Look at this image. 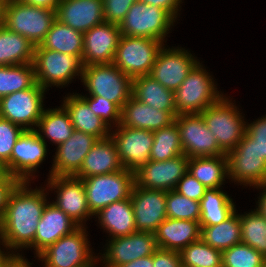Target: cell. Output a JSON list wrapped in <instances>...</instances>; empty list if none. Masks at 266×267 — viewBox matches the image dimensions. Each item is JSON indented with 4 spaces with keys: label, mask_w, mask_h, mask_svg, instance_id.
I'll use <instances>...</instances> for the list:
<instances>
[{
    "label": "cell",
    "mask_w": 266,
    "mask_h": 267,
    "mask_svg": "<svg viewBox=\"0 0 266 267\" xmlns=\"http://www.w3.org/2000/svg\"><path fill=\"white\" fill-rule=\"evenodd\" d=\"M29 183L31 182L21 181L12 191L0 221V233L9 251L13 253L16 250L15 255H20L17 249H34L37 225L49 202L45 187L32 189L29 188Z\"/></svg>",
    "instance_id": "1"
},
{
    "label": "cell",
    "mask_w": 266,
    "mask_h": 267,
    "mask_svg": "<svg viewBox=\"0 0 266 267\" xmlns=\"http://www.w3.org/2000/svg\"><path fill=\"white\" fill-rule=\"evenodd\" d=\"M211 76L200 61L192 68L174 92L177 115L201 113L224 96Z\"/></svg>",
    "instance_id": "2"
},
{
    "label": "cell",
    "mask_w": 266,
    "mask_h": 267,
    "mask_svg": "<svg viewBox=\"0 0 266 267\" xmlns=\"http://www.w3.org/2000/svg\"><path fill=\"white\" fill-rule=\"evenodd\" d=\"M238 110L232 100L224 95L216 104L200 113L225 154L237 146L246 131L245 118Z\"/></svg>",
    "instance_id": "3"
},
{
    "label": "cell",
    "mask_w": 266,
    "mask_h": 267,
    "mask_svg": "<svg viewBox=\"0 0 266 267\" xmlns=\"http://www.w3.org/2000/svg\"><path fill=\"white\" fill-rule=\"evenodd\" d=\"M35 80L43 89L63 87L80 76L82 79L83 64L79 57L35 46L32 62ZM75 76V77H74Z\"/></svg>",
    "instance_id": "4"
},
{
    "label": "cell",
    "mask_w": 266,
    "mask_h": 267,
    "mask_svg": "<svg viewBox=\"0 0 266 267\" xmlns=\"http://www.w3.org/2000/svg\"><path fill=\"white\" fill-rule=\"evenodd\" d=\"M86 228L79 227L49 245L37 256L38 260L44 261L45 267H96L98 256L90 248Z\"/></svg>",
    "instance_id": "5"
},
{
    "label": "cell",
    "mask_w": 266,
    "mask_h": 267,
    "mask_svg": "<svg viewBox=\"0 0 266 267\" xmlns=\"http://www.w3.org/2000/svg\"><path fill=\"white\" fill-rule=\"evenodd\" d=\"M81 82L89 96H101L121 109L132 95V79L113 63L83 66Z\"/></svg>",
    "instance_id": "6"
},
{
    "label": "cell",
    "mask_w": 266,
    "mask_h": 267,
    "mask_svg": "<svg viewBox=\"0 0 266 267\" xmlns=\"http://www.w3.org/2000/svg\"><path fill=\"white\" fill-rule=\"evenodd\" d=\"M56 20V12L35 7L16 0L7 1L4 12V26L27 38L33 45H40Z\"/></svg>",
    "instance_id": "7"
},
{
    "label": "cell",
    "mask_w": 266,
    "mask_h": 267,
    "mask_svg": "<svg viewBox=\"0 0 266 267\" xmlns=\"http://www.w3.org/2000/svg\"><path fill=\"white\" fill-rule=\"evenodd\" d=\"M176 19L165 9L136 1L118 25L121 35L165 41Z\"/></svg>",
    "instance_id": "8"
},
{
    "label": "cell",
    "mask_w": 266,
    "mask_h": 267,
    "mask_svg": "<svg viewBox=\"0 0 266 267\" xmlns=\"http://www.w3.org/2000/svg\"><path fill=\"white\" fill-rule=\"evenodd\" d=\"M163 46L157 39L121 35L112 63L131 79L149 75Z\"/></svg>",
    "instance_id": "9"
},
{
    "label": "cell",
    "mask_w": 266,
    "mask_h": 267,
    "mask_svg": "<svg viewBox=\"0 0 266 267\" xmlns=\"http://www.w3.org/2000/svg\"><path fill=\"white\" fill-rule=\"evenodd\" d=\"M87 203L94 216L107 205L128 199L135 184V173L126 169L82 179Z\"/></svg>",
    "instance_id": "10"
},
{
    "label": "cell",
    "mask_w": 266,
    "mask_h": 267,
    "mask_svg": "<svg viewBox=\"0 0 266 267\" xmlns=\"http://www.w3.org/2000/svg\"><path fill=\"white\" fill-rule=\"evenodd\" d=\"M46 91L35 83L31 88L2 97L0 117L21 126L24 130H35L45 109L43 100Z\"/></svg>",
    "instance_id": "11"
},
{
    "label": "cell",
    "mask_w": 266,
    "mask_h": 267,
    "mask_svg": "<svg viewBox=\"0 0 266 267\" xmlns=\"http://www.w3.org/2000/svg\"><path fill=\"white\" fill-rule=\"evenodd\" d=\"M227 157L228 180L250 187L266 184V161L258 154L253 138L246 131Z\"/></svg>",
    "instance_id": "12"
},
{
    "label": "cell",
    "mask_w": 266,
    "mask_h": 267,
    "mask_svg": "<svg viewBox=\"0 0 266 267\" xmlns=\"http://www.w3.org/2000/svg\"><path fill=\"white\" fill-rule=\"evenodd\" d=\"M174 121L180 132L183 154L187 157L227 155L219 148L200 113L178 114Z\"/></svg>",
    "instance_id": "13"
},
{
    "label": "cell",
    "mask_w": 266,
    "mask_h": 267,
    "mask_svg": "<svg viewBox=\"0 0 266 267\" xmlns=\"http://www.w3.org/2000/svg\"><path fill=\"white\" fill-rule=\"evenodd\" d=\"M46 186L48 191L55 190L57 195L53 204L66 213L79 227L93 215L90 212L86 191L81 178L75 176H48ZM87 217V218H86Z\"/></svg>",
    "instance_id": "14"
},
{
    "label": "cell",
    "mask_w": 266,
    "mask_h": 267,
    "mask_svg": "<svg viewBox=\"0 0 266 267\" xmlns=\"http://www.w3.org/2000/svg\"><path fill=\"white\" fill-rule=\"evenodd\" d=\"M45 143L35 130H24L17 139L10 160L5 164L8 173L20 181L30 182L47 156ZM34 173V174H33Z\"/></svg>",
    "instance_id": "15"
},
{
    "label": "cell",
    "mask_w": 266,
    "mask_h": 267,
    "mask_svg": "<svg viewBox=\"0 0 266 267\" xmlns=\"http://www.w3.org/2000/svg\"><path fill=\"white\" fill-rule=\"evenodd\" d=\"M110 135L116 143L124 169L135 173L150 161L153 131L118 125Z\"/></svg>",
    "instance_id": "16"
},
{
    "label": "cell",
    "mask_w": 266,
    "mask_h": 267,
    "mask_svg": "<svg viewBox=\"0 0 266 267\" xmlns=\"http://www.w3.org/2000/svg\"><path fill=\"white\" fill-rule=\"evenodd\" d=\"M111 239V240H110ZM98 261L103 267H119L136 259L153 255L158 249L154 233L136 231L128 236L110 238Z\"/></svg>",
    "instance_id": "17"
},
{
    "label": "cell",
    "mask_w": 266,
    "mask_h": 267,
    "mask_svg": "<svg viewBox=\"0 0 266 267\" xmlns=\"http://www.w3.org/2000/svg\"><path fill=\"white\" fill-rule=\"evenodd\" d=\"M198 62L199 59L182 47L163 46L149 75L165 88L175 92Z\"/></svg>",
    "instance_id": "18"
},
{
    "label": "cell",
    "mask_w": 266,
    "mask_h": 267,
    "mask_svg": "<svg viewBox=\"0 0 266 267\" xmlns=\"http://www.w3.org/2000/svg\"><path fill=\"white\" fill-rule=\"evenodd\" d=\"M189 157L181 154L165 161L150 160L135 172V184L146 189L175 190L188 171Z\"/></svg>",
    "instance_id": "19"
},
{
    "label": "cell",
    "mask_w": 266,
    "mask_h": 267,
    "mask_svg": "<svg viewBox=\"0 0 266 267\" xmlns=\"http://www.w3.org/2000/svg\"><path fill=\"white\" fill-rule=\"evenodd\" d=\"M131 203L136 231L154 233L166 218V191L146 189L134 184Z\"/></svg>",
    "instance_id": "20"
},
{
    "label": "cell",
    "mask_w": 266,
    "mask_h": 267,
    "mask_svg": "<svg viewBox=\"0 0 266 267\" xmlns=\"http://www.w3.org/2000/svg\"><path fill=\"white\" fill-rule=\"evenodd\" d=\"M121 37L118 24L103 22L83 34L82 64H110Z\"/></svg>",
    "instance_id": "21"
},
{
    "label": "cell",
    "mask_w": 266,
    "mask_h": 267,
    "mask_svg": "<svg viewBox=\"0 0 266 267\" xmlns=\"http://www.w3.org/2000/svg\"><path fill=\"white\" fill-rule=\"evenodd\" d=\"M97 140L93 135L74 130L67 141L57 145L48 176H74Z\"/></svg>",
    "instance_id": "22"
},
{
    "label": "cell",
    "mask_w": 266,
    "mask_h": 267,
    "mask_svg": "<svg viewBox=\"0 0 266 267\" xmlns=\"http://www.w3.org/2000/svg\"><path fill=\"white\" fill-rule=\"evenodd\" d=\"M55 12L60 23L83 34L105 21L102 0H61Z\"/></svg>",
    "instance_id": "23"
},
{
    "label": "cell",
    "mask_w": 266,
    "mask_h": 267,
    "mask_svg": "<svg viewBox=\"0 0 266 267\" xmlns=\"http://www.w3.org/2000/svg\"><path fill=\"white\" fill-rule=\"evenodd\" d=\"M79 226L66 213L48 202L43 210L34 238L36 257L61 237L71 234Z\"/></svg>",
    "instance_id": "24"
},
{
    "label": "cell",
    "mask_w": 266,
    "mask_h": 267,
    "mask_svg": "<svg viewBox=\"0 0 266 267\" xmlns=\"http://www.w3.org/2000/svg\"><path fill=\"white\" fill-rule=\"evenodd\" d=\"M123 169L116 143L110 135L95 142L85 156L80 170L74 176L83 179L96 175L110 174Z\"/></svg>",
    "instance_id": "25"
},
{
    "label": "cell",
    "mask_w": 266,
    "mask_h": 267,
    "mask_svg": "<svg viewBox=\"0 0 266 267\" xmlns=\"http://www.w3.org/2000/svg\"><path fill=\"white\" fill-rule=\"evenodd\" d=\"M174 120L175 117L170 112L155 109L131 95L121 110L119 125L155 131L169 126Z\"/></svg>",
    "instance_id": "26"
},
{
    "label": "cell",
    "mask_w": 266,
    "mask_h": 267,
    "mask_svg": "<svg viewBox=\"0 0 266 267\" xmlns=\"http://www.w3.org/2000/svg\"><path fill=\"white\" fill-rule=\"evenodd\" d=\"M158 248L180 252L200 239L199 221L167 217L154 232Z\"/></svg>",
    "instance_id": "27"
},
{
    "label": "cell",
    "mask_w": 266,
    "mask_h": 267,
    "mask_svg": "<svg viewBox=\"0 0 266 267\" xmlns=\"http://www.w3.org/2000/svg\"><path fill=\"white\" fill-rule=\"evenodd\" d=\"M62 104L69 114L74 130L93 135L97 139L110 136L111 129L95 115L78 93L65 96Z\"/></svg>",
    "instance_id": "28"
},
{
    "label": "cell",
    "mask_w": 266,
    "mask_h": 267,
    "mask_svg": "<svg viewBox=\"0 0 266 267\" xmlns=\"http://www.w3.org/2000/svg\"><path fill=\"white\" fill-rule=\"evenodd\" d=\"M98 223L110 238L128 236L136 232L131 199L113 202L95 214Z\"/></svg>",
    "instance_id": "29"
},
{
    "label": "cell",
    "mask_w": 266,
    "mask_h": 267,
    "mask_svg": "<svg viewBox=\"0 0 266 267\" xmlns=\"http://www.w3.org/2000/svg\"><path fill=\"white\" fill-rule=\"evenodd\" d=\"M132 95L146 105L177 116L174 91L165 88L150 75L132 79Z\"/></svg>",
    "instance_id": "30"
},
{
    "label": "cell",
    "mask_w": 266,
    "mask_h": 267,
    "mask_svg": "<svg viewBox=\"0 0 266 267\" xmlns=\"http://www.w3.org/2000/svg\"><path fill=\"white\" fill-rule=\"evenodd\" d=\"M188 172L208 189L221 188L225 179H228V157L218 155L190 158Z\"/></svg>",
    "instance_id": "31"
},
{
    "label": "cell",
    "mask_w": 266,
    "mask_h": 267,
    "mask_svg": "<svg viewBox=\"0 0 266 267\" xmlns=\"http://www.w3.org/2000/svg\"><path fill=\"white\" fill-rule=\"evenodd\" d=\"M221 189H207L200 200V227L217 225L236 211L233 199Z\"/></svg>",
    "instance_id": "32"
},
{
    "label": "cell",
    "mask_w": 266,
    "mask_h": 267,
    "mask_svg": "<svg viewBox=\"0 0 266 267\" xmlns=\"http://www.w3.org/2000/svg\"><path fill=\"white\" fill-rule=\"evenodd\" d=\"M35 45L5 26L0 27V65L10 66L33 62Z\"/></svg>",
    "instance_id": "33"
},
{
    "label": "cell",
    "mask_w": 266,
    "mask_h": 267,
    "mask_svg": "<svg viewBox=\"0 0 266 267\" xmlns=\"http://www.w3.org/2000/svg\"><path fill=\"white\" fill-rule=\"evenodd\" d=\"M37 127L35 131L45 143L47 138L56 145L67 141L74 131L69 114L62 105L55 109H44Z\"/></svg>",
    "instance_id": "34"
},
{
    "label": "cell",
    "mask_w": 266,
    "mask_h": 267,
    "mask_svg": "<svg viewBox=\"0 0 266 267\" xmlns=\"http://www.w3.org/2000/svg\"><path fill=\"white\" fill-rule=\"evenodd\" d=\"M40 45L44 49L77 56L82 59L83 33L60 23L56 19Z\"/></svg>",
    "instance_id": "35"
},
{
    "label": "cell",
    "mask_w": 266,
    "mask_h": 267,
    "mask_svg": "<svg viewBox=\"0 0 266 267\" xmlns=\"http://www.w3.org/2000/svg\"><path fill=\"white\" fill-rule=\"evenodd\" d=\"M200 239L209 246L224 251L241 243V223L235 211L217 225L200 227Z\"/></svg>",
    "instance_id": "36"
},
{
    "label": "cell",
    "mask_w": 266,
    "mask_h": 267,
    "mask_svg": "<svg viewBox=\"0 0 266 267\" xmlns=\"http://www.w3.org/2000/svg\"><path fill=\"white\" fill-rule=\"evenodd\" d=\"M35 83V72L32 63L0 65V99L8 94L31 88Z\"/></svg>",
    "instance_id": "37"
},
{
    "label": "cell",
    "mask_w": 266,
    "mask_h": 267,
    "mask_svg": "<svg viewBox=\"0 0 266 267\" xmlns=\"http://www.w3.org/2000/svg\"><path fill=\"white\" fill-rule=\"evenodd\" d=\"M154 141L150 152V160L165 161L183 154L180 132L176 122L153 131Z\"/></svg>",
    "instance_id": "38"
},
{
    "label": "cell",
    "mask_w": 266,
    "mask_h": 267,
    "mask_svg": "<svg viewBox=\"0 0 266 267\" xmlns=\"http://www.w3.org/2000/svg\"><path fill=\"white\" fill-rule=\"evenodd\" d=\"M241 241L254 248L266 258V218L256 209L239 214Z\"/></svg>",
    "instance_id": "39"
},
{
    "label": "cell",
    "mask_w": 266,
    "mask_h": 267,
    "mask_svg": "<svg viewBox=\"0 0 266 267\" xmlns=\"http://www.w3.org/2000/svg\"><path fill=\"white\" fill-rule=\"evenodd\" d=\"M182 267H222V251L201 239L190 243L180 252Z\"/></svg>",
    "instance_id": "40"
},
{
    "label": "cell",
    "mask_w": 266,
    "mask_h": 267,
    "mask_svg": "<svg viewBox=\"0 0 266 267\" xmlns=\"http://www.w3.org/2000/svg\"><path fill=\"white\" fill-rule=\"evenodd\" d=\"M266 258L244 243L235 244L222 251V267H263Z\"/></svg>",
    "instance_id": "41"
},
{
    "label": "cell",
    "mask_w": 266,
    "mask_h": 267,
    "mask_svg": "<svg viewBox=\"0 0 266 267\" xmlns=\"http://www.w3.org/2000/svg\"><path fill=\"white\" fill-rule=\"evenodd\" d=\"M166 215L172 219L199 221L200 202L183 196L175 190L166 191Z\"/></svg>",
    "instance_id": "42"
},
{
    "label": "cell",
    "mask_w": 266,
    "mask_h": 267,
    "mask_svg": "<svg viewBox=\"0 0 266 267\" xmlns=\"http://www.w3.org/2000/svg\"><path fill=\"white\" fill-rule=\"evenodd\" d=\"M78 95L89 105V108L95 115L100 117L111 130L120 124L122 109L117 104L108 101L101 96L88 97V95Z\"/></svg>",
    "instance_id": "43"
},
{
    "label": "cell",
    "mask_w": 266,
    "mask_h": 267,
    "mask_svg": "<svg viewBox=\"0 0 266 267\" xmlns=\"http://www.w3.org/2000/svg\"><path fill=\"white\" fill-rule=\"evenodd\" d=\"M23 131L21 126L0 117V160L4 164L10 160L13 147Z\"/></svg>",
    "instance_id": "44"
},
{
    "label": "cell",
    "mask_w": 266,
    "mask_h": 267,
    "mask_svg": "<svg viewBox=\"0 0 266 267\" xmlns=\"http://www.w3.org/2000/svg\"><path fill=\"white\" fill-rule=\"evenodd\" d=\"M104 20L108 23L120 24L131 5L137 0H102Z\"/></svg>",
    "instance_id": "45"
},
{
    "label": "cell",
    "mask_w": 266,
    "mask_h": 267,
    "mask_svg": "<svg viewBox=\"0 0 266 267\" xmlns=\"http://www.w3.org/2000/svg\"><path fill=\"white\" fill-rule=\"evenodd\" d=\"M207 189V187H205L187 171L186 174L178 181L175 191L183 196L200 202Z\"/></svg>",
    "instance_id": "46"
},
{
    "label": "cell",
    "mask_w": 266,
    "mask_h": 267,
    "mask_svg": "<svg viewBox=\"0 0 266 267\" xmlns=\"http://www.w3.org/2000/svg\"><path fill=\"white\" fill-rule=\"evenodd\" d=\"M246 132L253 138L258 154L266 161V115L250 124L246 122Z\"/></svg>",
    "instance_id": "47"
},
{
    "label": "cell",
    "mask_w": 266,
    "mask_h": 267,
    "mask_svg": "<svg viewBox=\"0 0 266 267\" xmlns=\"http://www.w3.org/2000/svg\"><path fill=\"white\" fill-rule=\"evenodd\" d=\"M153 267H182L178 251L158 248L153 254Z\"/></svg>",
    "instance_id": "48"
},
{
    "label": "cell",
    "mask_w": 266,
    "mask_h": 267,
    "mask_svg": "<svg viewBox=\"0 0 266 267\" xmlns=\"http://www.w3.org/2000/svg\"><path fill=\"white\" fill-rule=\"evenodd\" d=\"M20 182L17 177L11 174H8L4 179L0 180V221L4 216L12 191Z\"/></svg>",
    "instance_id": "49"
},
{
    "label": "cell",
    "mask_w": 266,
    "mask_h": 267,
    "mask_svg": "<svg viewBox=\"0 0 266 267\" xmlns=\"http://www.w3.org/2000/svg\"><path fill=\"white\" fill-rule=\"evenodd\" d=\"M148 5H154L168 11L176 20L180 14L178 11L181 8L182 0H137Z\"/></svg>",
    "instance_id": "50"
},
{
    "label": "cell",
    "mask_w": 266,
    "mask_h": 267,
    "mask_svg": "<svg viewBox=\"0 0 266 267\" xmlns=\"http://www.w3.org/2000/svg\"><path fill=\"white\" fill-rule=\"evenodd\" d=\"M16 1L30 6L43 7L56 11L57 6L61 0H16Z\"/></svg>",
    "instance_id": "51"
},
{
    "label": "cell",
    "mask_w": 266,
    "mask_h": 267,
    "mask_svg": "<svg viewBox=\"0 0 266 267\" xmlns=\"http://www.w3.org/2000/svg\"><path fill=\"white\" fill-rule=\"evenodd\" d=\"M256 189H262L263 192L259 193L258 197V207H256V210L266 218V184L255 186Z\"/></svg>",
    "instance_id": "52"
},
{
    "label": "cell",
    "mask_w": 266,
    "mask_h": 267,
    "mask_svg": "<svg viewBox=\"0 0 266 267\" xmlns=\"http://www.w3.org/2000/svg\"><path fill=\"white\" fill-rule=\"evenodd\" d=\"M119 267H153V255L136 259Z\"/></svg>",
    "instance_id": "53"
},
{
    "label": "cell",
    "mask_w": 266,
    "mask_h": 267,
    "mask_svg": "<svg viewBox=\"0 0 266 267\" xmlns=\"http://www.w3.org/2000/svg\"><path fill=\"white\" fill-rule=\"evenodd\" d=\"M0 245H2V247L4 246L6 248V250L8 251L9 248L6 244V242L4 241L1 233H0ZM5 252L4 249L1 250L0 247V267H5V265L13 258V256L15 255L14 253H10V251ZM5 252V253H4Z\"/></svg>",
    "instance_id": "54"
},
{
    "label": "cell",
    "mask_w": 266,
    "mask_h": 267,
    "mask_svg": "<svg viewBox=\"0 0 266 267\" xmlns=\"http://www.w3.org/2000/svg\"><path fill=\"white\" fill-rule=\"evenodd\" d=\"M33 263L27 261L25 256L14 255L13 258L5 265V267H31Z\"/></svg>",
    "instance_id": "55"
},
{
    "label": "cell",
    "mask_w": 266,
    "mask_h": 267,
    "mask_svg": "<svg viewBox=\"0 0 266 267\" xmlns=\"http://www.w3.org/2000/svg\"><path fill=\"white\" fill-rule=\"evenodd\" d=\"M5 0H0V27L4 26Z\"/></svg>",
    "instance_id": "56"
},
{
    "label": "cell",
    "mask_w": 266,
    "mask_h": 267,
    "mask_svg": "<svg viewBox=\"0 0 266 267\" xmlns=\"http://www.w3.org/2000/svg\"><path fill=\"white\" fill-rule=\"evenodd\" d=\"M8 174L6 165L0 160V180L4 179Z\"/></svg>",
    "instance_id": "57"
}]
</instances>
